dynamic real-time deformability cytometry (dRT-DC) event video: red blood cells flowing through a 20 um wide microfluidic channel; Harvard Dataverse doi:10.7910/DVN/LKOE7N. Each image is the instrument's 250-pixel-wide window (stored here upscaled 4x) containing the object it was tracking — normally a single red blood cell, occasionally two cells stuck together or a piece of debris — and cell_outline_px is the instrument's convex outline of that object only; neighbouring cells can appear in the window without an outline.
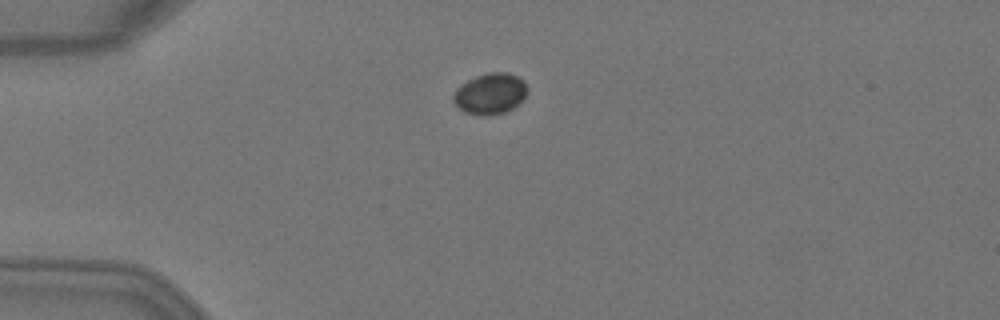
{"species": "Egyptian fruit bat (a non-hibernating species)", "species_latin": "Rousettus aegyptiacus", "temperature_condition": "warm", "stored_images_in_passage": 3, "camera_frame_rate_fps": 3000, "um_per_image_px": 0.085, "animal": {"sex": "female"}, "frame": {"image": 1, "passage_image": 1, "time_ms": 0.0, "image_size_px": [1000, 320], "cell_outline_px": [[524, 96], [512, 108], [504, 112], [488, 116], [480, 116], [464, 112], [452, 100], [452, 96], [456, 88], [460, 84], [476, 76], [488, 72], [508, 72], [524, 80]], "centroid_in_image_um": [41.59, 7.96], "position_along_channel_um": 43.4, "area_um2": 17.46}}
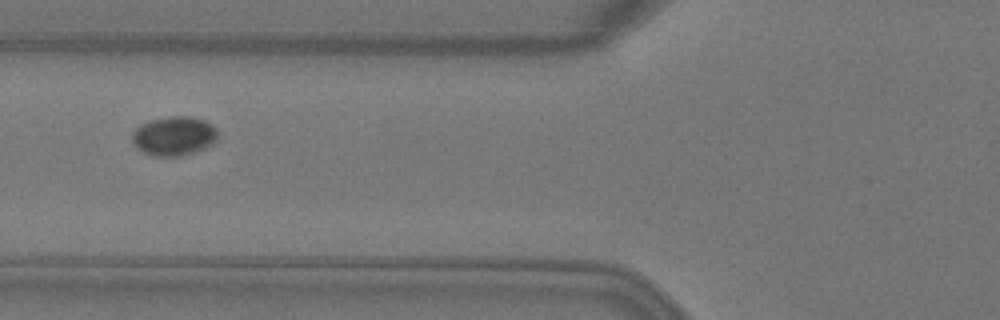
{"frame": {"image": 2, "passage_image": 3, "time_ms": 0.667, "image_size_px": [1000, 320], "cell_outline_px": [[216, 136], [204, 148], [184, 156], [152, 156], [136, 148], [132, 144], [132, 132], [140, 124], [148, 120], [168, 116], [192, 116], [204, 120], [212, 124], [216, 128]], "centroid_in_image_um": [14.72, 11.55], "position_along_channel_um": 111.1, "area_um2": 19.59}}